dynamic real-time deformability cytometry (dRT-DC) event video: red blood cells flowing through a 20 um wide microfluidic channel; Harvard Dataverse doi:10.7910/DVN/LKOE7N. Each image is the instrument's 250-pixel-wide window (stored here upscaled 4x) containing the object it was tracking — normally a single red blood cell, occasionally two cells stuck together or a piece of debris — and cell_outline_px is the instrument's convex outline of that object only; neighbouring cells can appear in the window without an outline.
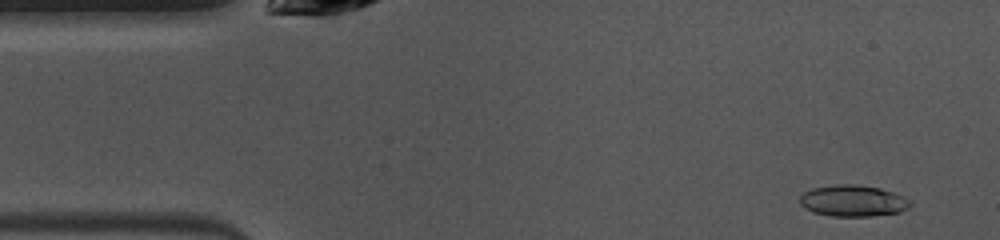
{"species": "common noctule bat (a hibernating species)", "species_latin": "Nyctalus noctula", "temperature_condition": "warm", "stored_images_in_passage": 47, "camera_frame_rate_fps": 3000, "um_per_image_px": 0.085, "animal": {"sex": "female", "body_mass_g": 10.0, "forearm_length_mm": 53.1}, "frame": {"image": 1, "passage_image": 3, "time_ms": 0.667, "image_size_px": [1000, 240], "cell_outline_px": [[912, 204], [908, 208], [900, 212], [872, 216], [828, 216], [812, 212], [804, 208], [800, 204], [800, 196], [804, 192], [812, 188], [836, 184], [856, 184], [880, 188], [892, 192], [912, 200]], "centroid_in_image_um": [72.5, 17.07], "position_along_channel_um": 12.5, "area_um2": 20.4}}
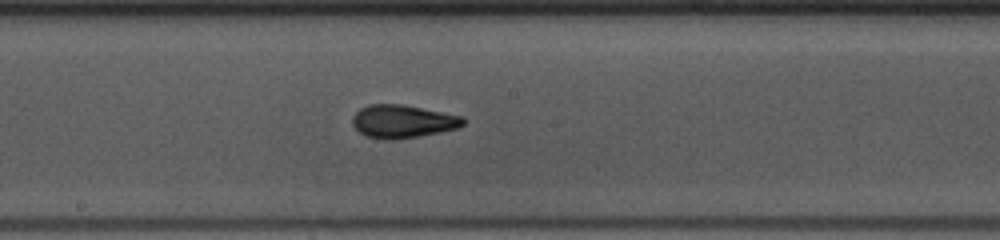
{"frame": {"image": 2, "passage_image": 24, "time_ms": 7.667, "image_size_px": [1000, 240], "cell_outline_px": [[464, 124], [456, 128], [440, 132], [420, 136], [392, 140], [384, 140], [368, 136], [360, 132], [352, 124], [352, 116], [360, 108], [368, 104], [400, 104], [464, 116]], "centroid_in_image_um": [34.21, 10.32], "position_along_channel_um": 214.0, "area_um2": 21.27}}
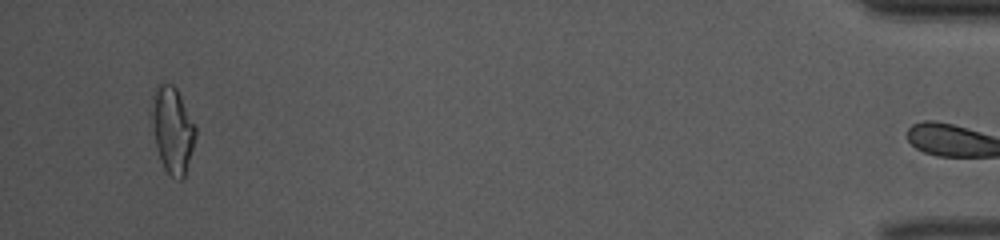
{"frame": {"image": 3, "passage_image": 46, "time_ms": 15.0, "image_size_px": [1000, 240], "cell_outline_px": [[196, 136], [184, 176], [180, 180], [172, 176], [164, 168], [160, 160], [156, 148], [148, 112], [152, 92], [156, 84], [160, 80], [172, 84], [176, 88], [196, 124]], "centroid_in_image_um": [14.59, 10.93], "position_along_channel_um": 420.6, "area_um2": 22.83}, "authors_computed_cell_mechanics": {"area_um2": 20.4034, "velocity_mm_per_s": 4.0041, "shape_relaxation_time_tau1_ms": 3.0535, "shape_relaxation_time_tau2_ms": 1.4832, "deformation_change_tau1": 0.1596, "deformation_change_tau2": 0.0903}}